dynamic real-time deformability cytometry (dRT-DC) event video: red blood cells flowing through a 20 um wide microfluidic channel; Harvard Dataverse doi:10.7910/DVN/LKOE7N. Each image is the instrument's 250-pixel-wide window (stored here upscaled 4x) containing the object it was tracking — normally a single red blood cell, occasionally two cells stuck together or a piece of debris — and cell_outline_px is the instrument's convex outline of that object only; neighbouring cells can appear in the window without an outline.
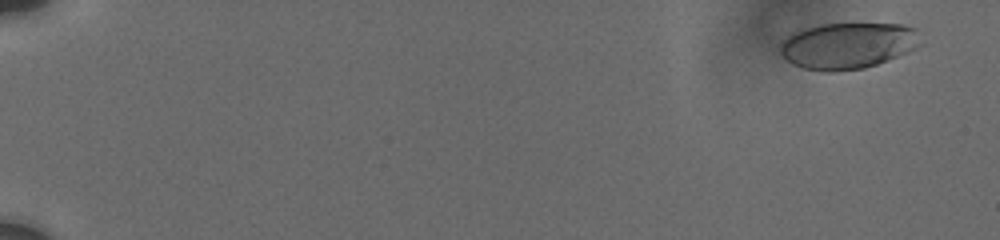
{"species": "human", "species_latin": "Homo sapiens", "temperature_condition": "cold", "stored_images_in_passage": 22, "camera_frame_rate_fps": 3000, "um_per_image_px": 0.085, "donor": {"sex": "male"}, "frame": {"image": 1, "passage_image": 8, "time_ms": 1.0, "image_size_px": [1000, 240], "cell_outline_px": [[916, 48], [888, 60], [864, 68], [832, 72], [824, 72], [804, 68], [792, 64], [780, 52], [780, 48], [784, 40], [788, 36], [796, 32], [820, 24], [904, 24], [916, 28]], "centroid_in_image_um": [72.04, 3.89], "position_along_channel_um": 13.0, "area_um2": 37.22}}